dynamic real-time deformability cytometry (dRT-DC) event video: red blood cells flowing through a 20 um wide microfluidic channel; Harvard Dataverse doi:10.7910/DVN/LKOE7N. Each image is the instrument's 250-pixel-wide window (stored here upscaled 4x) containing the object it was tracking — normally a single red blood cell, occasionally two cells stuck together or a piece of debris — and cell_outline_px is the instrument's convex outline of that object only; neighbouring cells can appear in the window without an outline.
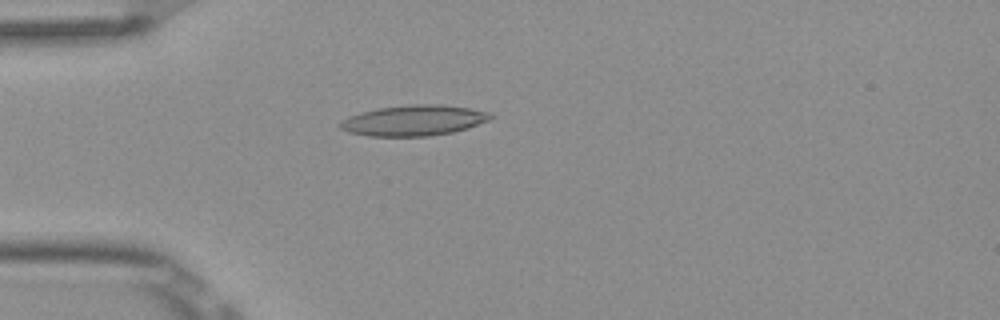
{"species": "Egyptian fruit bat (a non-hibernating species)", "species_latin": "Rousettus aegyptiacus", "temperature_condition": "room temperature", "stored_images_in_passage": 5, "camera_frame_rate_fps": 3000, "um_per_image_px": 0.085, "frame": {"image": 1, "passage_image": 4, "time_ms": 1.0, "image_size_px": [1000, 320], "cell_outline_px": [[496, 116], [488, 120], [468, 128], [452, 132], [428, 136], [368, 136], [348, 132], [340, 128], [336, 124], [348, 116], [360, 112], [376, 108], [412, 104], [440, 104], [468, 108], [488, 112]], "centroid_in_image_um": [35.13, 10.23], "position_along_channel_um": 49.9, "area_um2": 26.93}}